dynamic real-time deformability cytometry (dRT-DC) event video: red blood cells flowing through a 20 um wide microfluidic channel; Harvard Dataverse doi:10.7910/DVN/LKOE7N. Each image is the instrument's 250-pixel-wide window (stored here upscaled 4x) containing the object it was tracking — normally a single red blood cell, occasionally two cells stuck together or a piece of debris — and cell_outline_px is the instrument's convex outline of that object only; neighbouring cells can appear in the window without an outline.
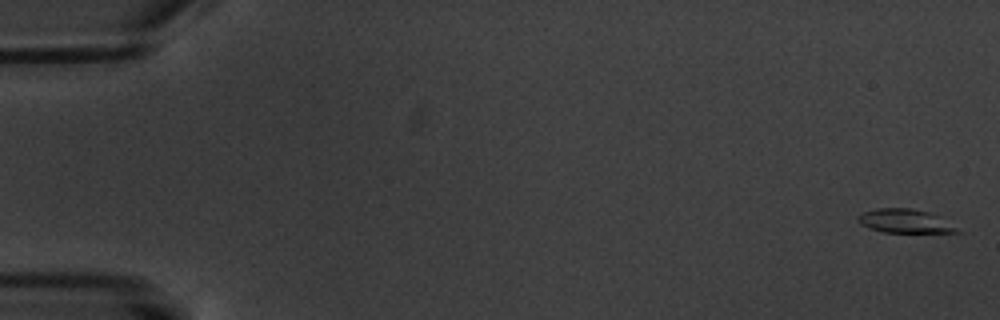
{"species": "common noctule bat (a hibernating species)", "species_latin": "Nyctalus noctula", "temperature_condition": "warm", "stored_images_in_passage": 7, "camera_frame_rate_fps": 3000, "um_per_image_px": 0.085, "animal": {"sex": "male", "body_mass_g": 20.1, "forearm_length_mm": 53.5}, "frame": {"image": 1, "passage_image": 1, "time_ms": 0.0, "image_size_px": [1000, 320], "cell_outline_px": [[960, 232], [884, 232], [868, 228], [860, 224], [856, 220], [860, 212], [876, 208], [912, 208], [928, 212], [936, 216], [956, 228]], "centroid_in_image_um": [76.78, 18.78], "position_along_channel_um": 8.2, "area_um2": 13.47}}
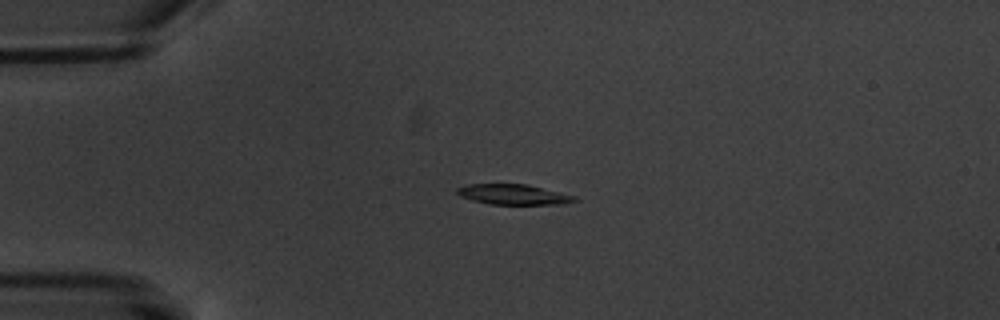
{"frame": {"image": 2, "passage_image": 5, "time_ms": 4.667, "image_size_px": [1000, 320], "cell_outline_px": [[580, 200], [564, 204], [488, 204], [472, 200], [460, 196], [456, 192], [456, 188], [468, 184], [528, 184], [576, 196]], "centroid_in_image_um": [43.66, 16.53], "position_along_channel_um": 41.3, "area_um2": 13.99}}